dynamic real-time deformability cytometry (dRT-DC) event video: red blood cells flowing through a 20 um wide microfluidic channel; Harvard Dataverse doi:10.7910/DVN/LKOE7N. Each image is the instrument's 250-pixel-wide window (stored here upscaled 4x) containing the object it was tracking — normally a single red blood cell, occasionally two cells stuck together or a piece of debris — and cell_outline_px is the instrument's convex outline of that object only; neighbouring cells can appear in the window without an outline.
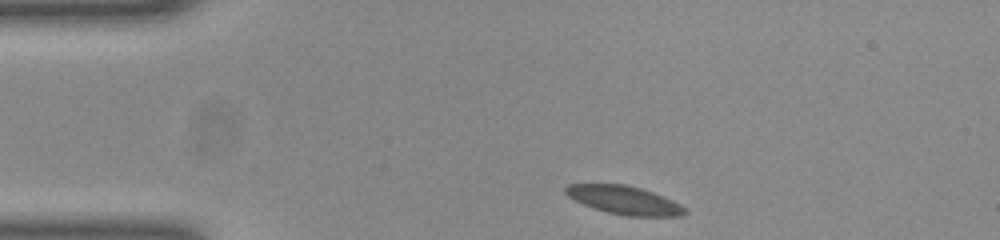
{"species": "common noctule bat (a hibernating species)", "species_latin": "Nyctalus noctula", "temperature_condition": "room temperature", "stored_images_in_passage": 44, "camera_frame_rate_fps": 3000, "um_per_image_px": 0.085, "animal": {"sex": "female", "body_mass_g": 23.0, "forearm_length_mm": 53.4}, "frame": {"image": 1, "passage_image": 1, "time_ms": 0.0, "image_size_px": [1000, 240], "cell_outline_px": [[688, 212], [680, 216], [628, 216], [608, 212], [584, 204], [568, 196], [564, 192], [564, 188], [568, 184], [624, 184], [640, 188], [652, 192], [672, 200], [680, 204]], "centroid_in_image_um": [53.06, 17.0], "position_along_channel_um": 31.9, "area_um2": 19.42}}
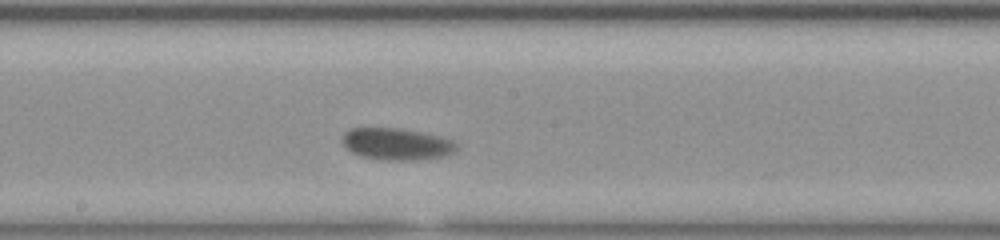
{"frame": {"image": 2, "passage_image": 19, "time_ms": 6.0, "image_size_px": [1000, 240], "cell_outline_px": [[460, 144], [456, 152], [444, 156], [416, 160], [380, 160], [360, 156], [352, 152], [340, 140], [344, 132], [352, 128], [400, 128], [440, 136], [456, 140]], "centroid_in_image_um": [33.76, 12.24], "position_along_channel_um": 214.4, "area_um2": 21.56}}
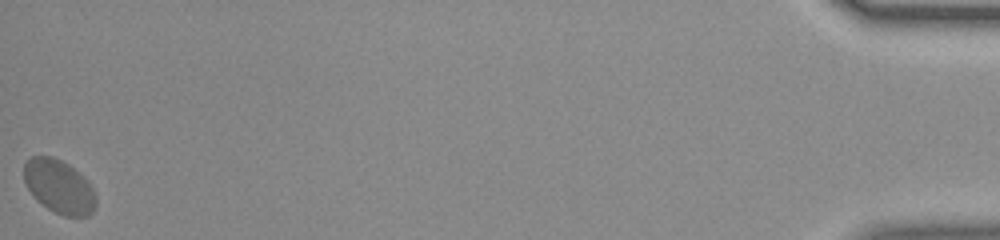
{"frame": {"image": 3, "passage_image": 44, "time_ms": 14.333, "image_size_px": [1000, 240], "cell_outline_px": [[96, 204], [92, 212], [88, 216], [64, 216], [48, 208], [36, 200], [24, 184], [24, 164], [32, 156], [52, 156], [68, 164], [84, 176], [88, 180], [96, 196]], "centroid_in_image_um": [5.02, 15.85], "position_along_channel_um": 430.2, "area_um2": 22.54}, "authors_computed_cell_mechanics": {"area_um2": 20.6635, "velocity_mm_per_s": 3.8157, "shape_relaxation_time_tau1_ms": 3.7818, "shape_relaxation_time_tau2_ms": null, "deformation_change_tau1": 0.0606, "deformation_change_tau2": null}}